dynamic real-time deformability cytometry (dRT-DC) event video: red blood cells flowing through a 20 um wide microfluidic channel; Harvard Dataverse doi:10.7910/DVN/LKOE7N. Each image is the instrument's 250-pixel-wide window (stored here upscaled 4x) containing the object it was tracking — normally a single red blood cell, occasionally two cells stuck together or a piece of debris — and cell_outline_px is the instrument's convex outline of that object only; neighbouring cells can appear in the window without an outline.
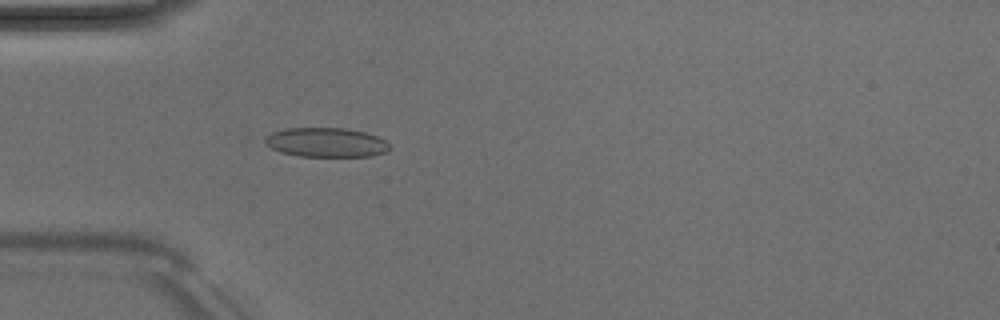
{"species": "Egyptian fruit bat (a non-hibernating species)", "species_latin": "Rousettus aegyptiacus", "temperature_condition": "room temperature", "stored_images_in_passage": 50, "camera_frame_rate_fps": 3000, "um_per_image_px": 0.085, "animal": {"sex": "male"}, "frame": {"image": 1, "passage_image": 15, "time_ms": 4.667, "image_size_px": [1000, 320], "cell_outline_px": [[392, 148], [388, 152], [372, 156], [300, 156], [280, 152], [272, 148], [264, 140], [272, 132], [288, 128], [344, 128], [364, 132], [388, 140], [392, 144]], "centroid_in_image_um": [27.82, 12.11], "position_along_channel_um": 57.2, "area_um2": 21.39}}
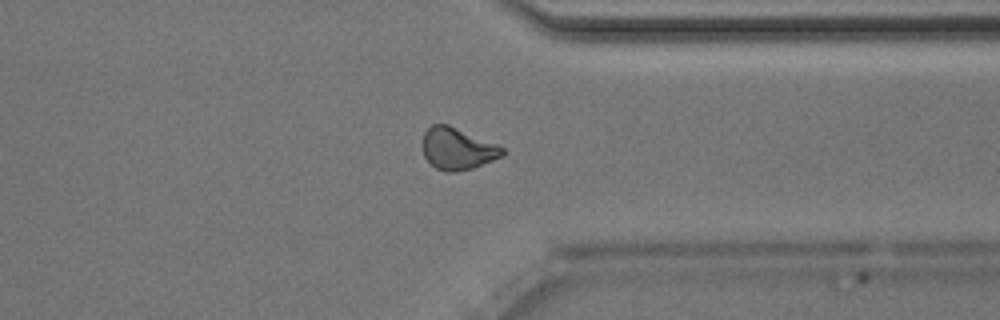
{"frame": {"image": 2, "passage_image": 39, "time_ms": 12.667, "image_size_px": [1000, 320], "cell_outline_px": [[504, 156], [472, 168], [456, 172], [444, 172], [436, 168], [424, 156], [424, 132], [432, 124], [448, 124], [496, 144], [504, 148]], "centroid_in_image_um": [38.9, 12.65], "position_along_channel_um": 372.5, "area_um2": 19.25}}
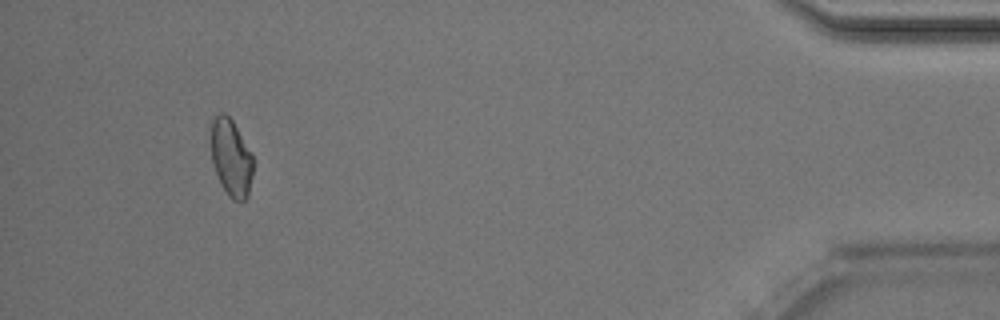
{"frame": {"image": 3, "passage_image": 47, "time_ms": 15.333, "image_size_px": [1000, 320], "cell_outline_px": [[252, 176], [248, 196], [244, 200], [232, 200], [228, 196], [216, 172], [212, 160], [212, 120], [220, 112], [224, 112], [232, 120], [252, 152]], "centroid_in_image_um": [19.66, 13.4], "position_along_channel_um": 415.5, "area_um2": 18.61}, "authors_computed_cell_mechanics": {"area_um2": 19.9121, "velocity_mm_per_s": 4.0229, "shape_relaxation_time_tau1_ms": null, "shape_relaxation_time_tau2_ms": 5.9022, "deformation_change_tau1": null, "deformation_change_tau2": 0.1154}}